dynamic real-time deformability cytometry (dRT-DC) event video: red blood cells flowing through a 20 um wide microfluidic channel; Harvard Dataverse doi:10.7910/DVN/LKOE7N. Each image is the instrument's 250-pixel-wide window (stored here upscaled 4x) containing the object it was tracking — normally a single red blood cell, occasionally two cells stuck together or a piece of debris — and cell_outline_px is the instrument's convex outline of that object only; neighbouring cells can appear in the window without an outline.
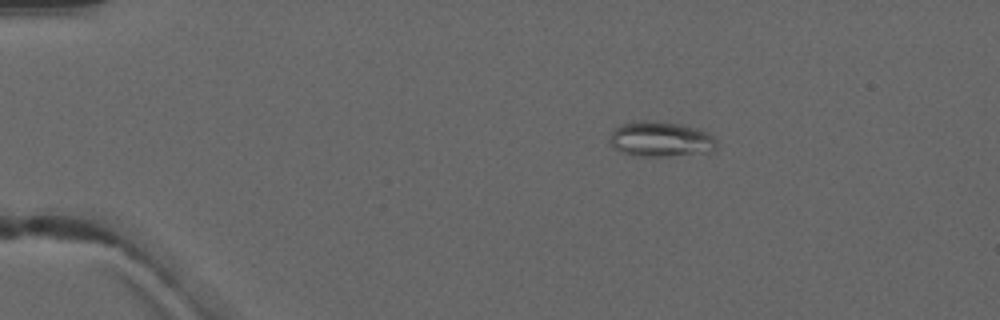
{"species": "common noctule bat (a hibernating species)", "species_latin": "Nyctalus noctula", "temperature_condition": "warm", "stored_images_in_passage": 3, "camera_frame_rate_fps": 3000, "um_per_image_px": 0.085, "animal": {"sex": "male", "forearm_length_mm": 52.5}, "frame": {"image": 1, "passage_image": 1, "time_ms": 0.0, "image_size_px": [1000, 320], "cell_outline_px": [[720, 140], [716, 148], [712, 152], [668, 156], [632, 156], [620, 152], [608, 144], [608, 140], [612, 132], [620, 124], [636, 120], [656, 120], [680, 124], [696, 128], [708, 132]], "centroid_in_image_um": [56.17, 11.83], "position_along_channel_um": 28.8, "area_um2": 22.66}}